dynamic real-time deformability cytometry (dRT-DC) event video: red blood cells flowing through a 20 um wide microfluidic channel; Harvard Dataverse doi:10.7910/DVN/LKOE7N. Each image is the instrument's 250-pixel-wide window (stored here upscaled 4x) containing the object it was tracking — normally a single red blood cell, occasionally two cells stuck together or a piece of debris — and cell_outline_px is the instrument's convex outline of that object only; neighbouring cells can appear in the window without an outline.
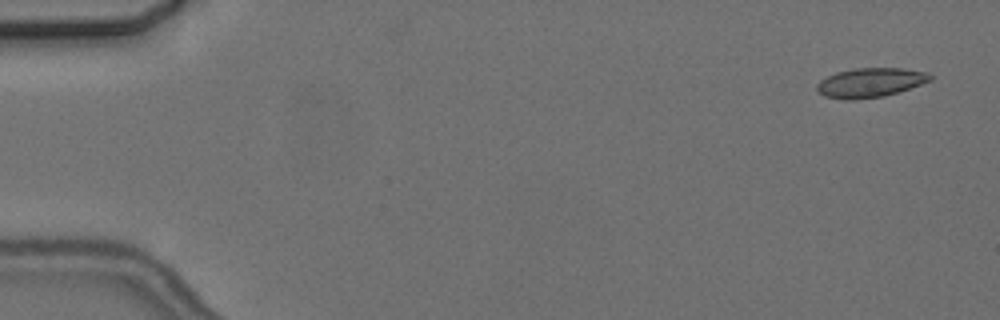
{"species": "common noctule bat (a hibernating species)", "species_latin": "Nyctalus noctula", "temperature_condition": "cold", "stored_images_in_passage": 6, "camera_frame_rate_fps": 3000, "um_per_image_px": 0.085, "animal": {"sex": "female", "body_mass_g": 24.6, "forearm_length_mm": 56.2}, "frame": {"image": 1, "passage_image": 1, "time_ms": 0.0, "image_size_px": [1000, 320], "cell_outline_px": [[932, 80], [884, 96], [856, 100], [848, 100], [824, 96], [816, 88], [816, 84], [820, 80], [836, 72], [856, 68], [900, 68], [928, 72], [932, 76]], "centroid_in_image_um": [73.95, 7.02], "position_along_channel_um": 11.0, "area_um2": 19.25}}